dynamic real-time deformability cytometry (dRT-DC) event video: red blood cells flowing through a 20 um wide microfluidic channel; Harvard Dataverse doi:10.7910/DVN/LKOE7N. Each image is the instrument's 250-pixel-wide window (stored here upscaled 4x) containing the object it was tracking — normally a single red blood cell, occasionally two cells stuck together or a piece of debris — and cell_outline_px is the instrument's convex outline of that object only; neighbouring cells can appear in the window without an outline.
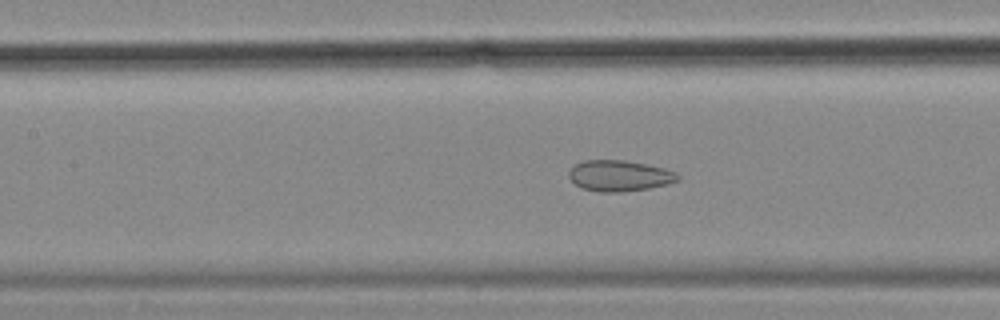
{"species": "common noctule bat (a hibernating species)", "species_latin": "Nyctalus noctula", "temperature_condition": "cold", "stored_images_in_passage": 56, "camera_frame_rate_fps": 3000, "um_per_image_px": 0.085, "animal": {"sex": "female", "body_mass_g": 18.4}, "frame": {"image": 1, "passage_image": 24, "time_ms": 7.667, "image_size_px": [1000, 320], "cell_outline_px": [[680, 180], [668, 184], [648, 188], [620, 192], [600, 192], [584, 188], [576, 184], [568, 176], [568, 172], [576, 164], [584, 160], [624, 160], [664, 168], [676, 172], [680, 176]], "centroid_in_image_um": [52.68, 14.94], "position_along_channel_um": 154.7, "area_um2": 19.48}}
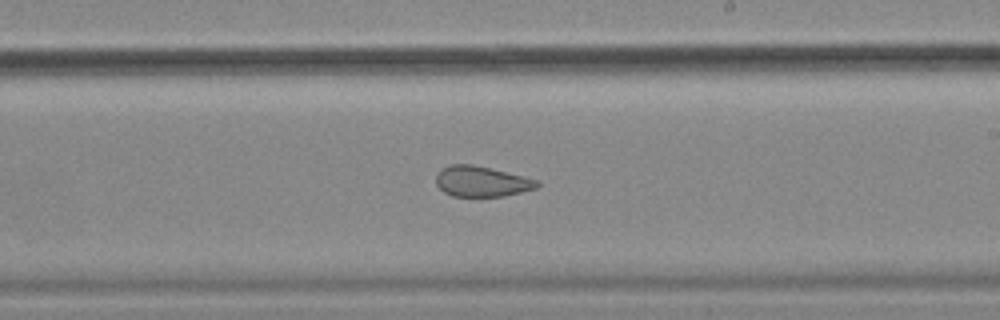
{"frame": {"image": 2, "passage_image": 32, "time_ms": 10.333, "image_size_px": [1000, 320], "cell_outline_px": [[540, 184], [536, 188], [504, 196], [452, 196], [444, 192], [436, 184], [436, 172], [440, 168], [452, 164], [472, 164], [524, 176], [536, 180]], "centroid_in_image_um": [40.89, 15.41], "position_along_channel_um": 248.1, "area_um2": 17.92}}
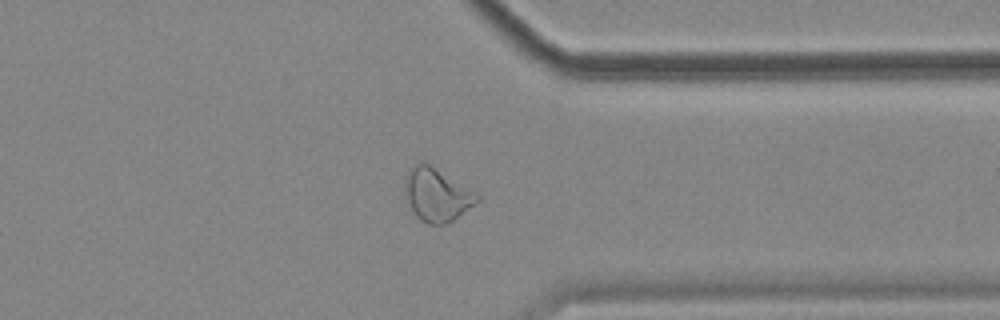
{"frame": {"image": 3, "passage_image": 43, "time_ms": 14.0, "image_size_px": [1000, 320], "cell_outline_px": [[480, 200], [476, 204], [452, 220], [444, 224], [428, 224], [420, 220], [416, 216], [408, 200], [404, 188], [404, 184], [408, 172], [420, 160], [424, 160], [476, 192], [480, 196]], "centroid_in_image_um": [37.15, 16.53], "position_along_channel_um": 374.3, "area_um2": 22.2}, "authors_computed_cell_mechanics": {"area_um2": 24.2471, "velocity_mm_per_s": 3.523, "shape_relaxation_time_tau1_ms": null, "shape_relaxation_time_tau2_ms": 1.7853, "deformation_change_tau1": null, "deformation_change_tau2": 0.0869}}